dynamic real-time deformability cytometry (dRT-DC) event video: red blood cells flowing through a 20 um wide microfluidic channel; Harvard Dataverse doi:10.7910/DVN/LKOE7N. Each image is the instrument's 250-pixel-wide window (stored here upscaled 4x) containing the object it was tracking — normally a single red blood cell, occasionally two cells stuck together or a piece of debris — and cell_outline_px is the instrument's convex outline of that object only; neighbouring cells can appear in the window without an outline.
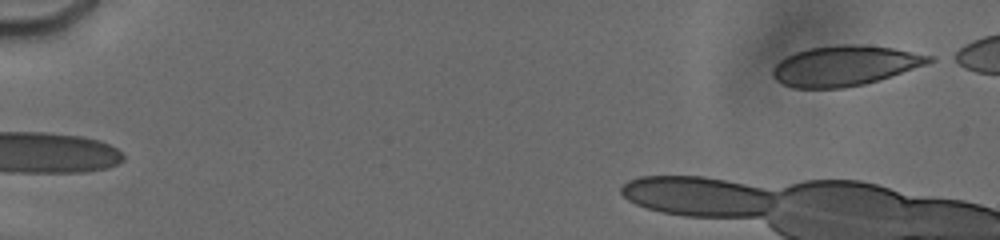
{"species": "human", "species_latin": "Homo sapiens", "temperature_condition": "cold", "stored_images_in_passage": 3, "camera_frame_rate_fps": 3000, "um_per_image_px": 0.085, "donor": {"sex": "male"}, "frame": {"image": 1, "passage_image": 3, "time_ms": 2.333, "image_size_px": [1000, 240], "cell_outline_px": [[936, 60], [864, 84], [844, 88], [792, 88], [776, 80], [772, 76], [772, 72], [776, 64], [780, 60], [796, 52], [808, 48], [840, 44], [856, 44], [892, 48], [936, 56]], "centroid_in_image_um": [71.78, 5.58], "position_along_channel_um": 13.2, "area_um2": 36.13}}